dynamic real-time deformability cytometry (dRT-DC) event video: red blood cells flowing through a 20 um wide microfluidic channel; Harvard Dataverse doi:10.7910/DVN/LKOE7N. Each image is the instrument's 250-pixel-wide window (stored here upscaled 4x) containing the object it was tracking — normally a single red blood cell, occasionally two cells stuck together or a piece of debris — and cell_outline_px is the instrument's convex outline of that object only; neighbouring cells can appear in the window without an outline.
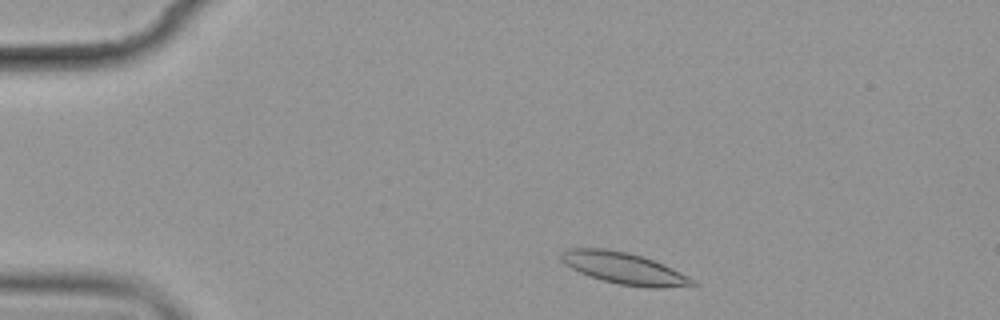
{"species": "common noctule bat (a hibernating species)", "species_latin": "Nyctalus noctula", "temperature_condition": "cold", "stored_images_in_passage": 4, "camera_frame_rate_fps": 3000, "um_per_image_px": 0.085, "animal": {"sex": "female", "body_mass_g": 19.9}, "frame": {"image": 1, "passage_image": 1, "time_ms": 0.0, "image_size_px": [1000, 320], "cell_outline_px": [[700, 284], [664, 288], [652, 288], [620, 284], [588, 276], [564, 264], [560, 260], [560, 252], [568, 248], [604, 248], [628, 252], [652, 260], [672, 268], [696, 280]], "centroid_in_image_um": [53.02, 22.8], "position_along_channel_um": 32.0, "area_um2": 24.1}}
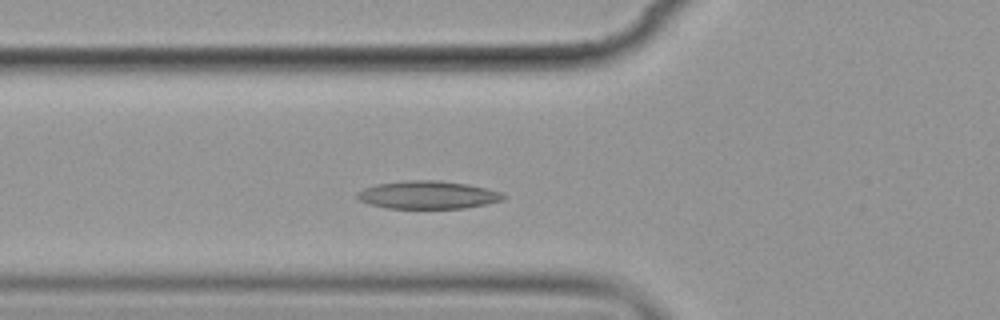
{"frame": {"image": 2, "passage_image": 4, "time_ms": 3.333, "image_size_px": [1000, 320], "cell_outline_px": [[508, 196], [504, 200], [464, 208], [388, 208], [368, 204], [360, 200], [356, 196], [356, 192], [364, 188], [376, 184], [404, 180], [440, 180], [468, 184], [488, 188], [504, 192]], "centroid_in_image_um": [36.4, 16.55], "position_along_channel_um": 89.4, "area_um2": 24.04}}